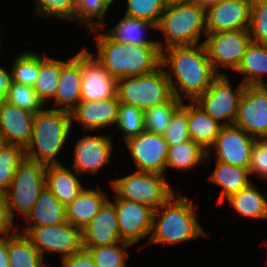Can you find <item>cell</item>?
<instances>
[{"mask_svg": "<svg viewBox=\"0 0 267 267\" xmlns=\"http://www.w3.org/2000/svg\"><path fill=\"white\" fill-rule=\"evenodd\" d=\"M161 65L164 69L170 67L166 74L173 96L182 102L185 97L189 101H196L218 76L203 43L171 46L162 50Z\"/></svg>", "mask_w": 267, "mask_h": 267, "instance_id": "1", "label": "cell"}, {"mask_svg": "<svg viewBox=\"0 0 267 267\" xmlns=\"http://www.w3.org/2000/svg\"><path fill=\"white\" fill-rule=\"evenodd\" d=\"M197 210L193 200L178 189L177 194L174 192L154 211L152 232L146 244H176L208 236L197 221Z\"/></svg>", "mask_w": 267, "mask_h": 267, "instance_id": "2", "label": "cell"}, {"mask_svg": "<svg viewBox=\"0 0 267 267\" xmlns=\"http://www.w3.org/2000/svg\"><path fill=\"white\" fill-rule=\"evenodd\" d=\"M72 125L69 111L44 108L35 113L26 158L46 166L62 164L57 157L72 133Z\"/></svg>", "mask_w": 267, "mask_h": 267, "instance_id": "3", "label": "cell"}, {"mask_svg": "<svg viewBox=\"0 0 267 267\" xmlns=\"http://www.w3.org/2000/svg\"><path fill=\"white\" fill-rule=\"evenodd\" d=\"M156 30L165 36L164 41L157 40L161 51L171 46L202 44L200 39L207 34L206 9L193 1L166 7Z\"/></svg>", "mask_w": 267, "mask_h": 267, "instance_id": "4", "label": "cell"}, {"mask_svg": "<svg viewBox=\"0 0 267 267\" xmlns=\"http://www.w3.org/2000/svg\"><path fill=\"white\" fill-rule=\"evenodd\" d=\"M117 97L120 102L138 107L143 111L168 102L173 97V93L166 69L161 65L148 74L118 79Z\"/></svg>", "mask_w": 267, "mask_h": 267, "instance_id": "5", "label": "cell"}, {"mask_svg": "<svg viewBox=\"0 0 267 267\" xmlns=\"http://www.w3.org/2000/svg\"><path fill=\"white\" fill-rule=\"evenodd\" d=\"M165 175L134 171L126 176L111 180L113 199L137 202L156 210L175 191Z\"/></svg>", "mask_w": 267, "mask_h": 267, "instance_id": "6", "label": "cell"}, {"mask_svg": "<svg viewBox=\"0 0 267 267\" xmlns=\"http://www.w3.org/2000/svg\"><path fill=\"white\" fill-rule=\"evenodd\" d=\"M46 165L25 159L19 164L9 189L5 192L7 203L14 218H25L34 207L42 189L46 186Z\"/></svg>", "mask_w": 267, "mask_h": 267, "instance_id": "7", "label": "cell"}, {"mask_svg": "<svg viewBox=\"0 0 267 267\" xmlns=\"http://www.w3.org/2000/svg\"><path fill=\"white\" fill-rule=\"evenodd\" d=\"M18 229L42 254H60L61 259L80 252L82 247V230L68 222L47 226H26ZM22 230V231H21Z\"/></svg>", "mask_w": 267, "mask_h": 267, "instance_id": "8", "label": "cell"}, {"mask_svg": "<svg viewBox=\"0 0 267 267\" xmlns=\"http://www.w3.org/2000/svg\"><path fill=\"white\" fill-rule=\"evenodd\" d=\"M205 37L203 44L217 75H227L218 72L221 67L236 72L252 42L248 29L207 33Z\"/></svg>", "mask_w": 267, "mask_h": 267, "instance_id": "9", "label": "cell"}, {"mask_svg": "<svg viewBox=\"0 0 267 267\" xmlns=\"http://www.w3.org/2000/svg\"><path fill=\"white\" fill-rule=\"evenodd\" d=\"M228 75H218L195 102L222 125H233L245 85L240 81L232 88Z\"/></svg>", "mask_w": 267, "mask_h": 267, "instance_id": "10", "label": "cell"}, {"mask_svg": "<svg viewBox=\"0 0 267 267\" xmlns=\"http://www.w3.org/2000/svg\"><path fill=\"white\" fill-rule=\"evenodd\" d=\"M234 125L253 138H267V86H245Z\"/></svg>", "mask_w": 267, "mask_h": 267, "instance_id": "11", "label": "cell"}, {"mask_svg": "<svg viewBox=\"0 0 267 267\" xmlns=\"http://www.w3.org/2000/svg\"><path fill=\"white\" fill-rule=\"evenodd\" d=\"M124 142L137 171L164 175L170 146L163 135L144 131Z\"/></svg>", "mask_w": 267, "mask_h": 267, "instance_id": "12", "label": "cell"}, {"mask_svg": "<svg viewBox=\"0 0 267 267\" xmlns=\"http://www.w3.org/2000/svg\"><path fill=\"white\" fill-rule=\"evenodd\" d=\"M254 139L234 124L224 125L208 150L205 161H211V156H214L216 161L248 168Z\"/></svg>", "mask_w": 267, "mask_h": 267, "instance_id": "13", "label": "cell"}, {"mask_svg": "<svg viewBox=\"0 0 267 267\" xmlns=\"http://www.w3.org/2000/svg\"><path fill=\"white\" fill-rule=\"evenodd\" d=\"M109 200L115 206L121 241L134 246L151 235L154 209L130 200Z\"/></svg>", "mask_w": 267, "mask_h": 267, "instance_id": "14", "label": "cell"}, {"mask_svg": "<svg viewBox=\"0 0 267 267\" xmlns=\"http://www.w3.org/2000/svg\"><path fill=\"white\" fill-rule=\"evenodd\" d=\"M81 101L111 99L117 96V79L113 78L87 50H80Z\"/></svg>", "mask_w": 267, "mask_h": 267, "instance_id": "15", "label": "cell"}, {"mask_svg": "<svg viewBox=\"0 0 267 267\" xmlns=\"http://www.w3.org/2000/svg\"><path fill=\"white\" fill-rule=\"evenodd\" d=\"M71 168L79 175L96 174L106 164H111L113 143L111 135H88L76 139Z\"/></svg>", "mask_w": 267, "mask_h": 267, "instance_id": "16", "label": "cell"}, {"mask_svg": "<svg viewBox=\"0 0 267 267\" xmlns=\"http://www.w3.org/2000/svg\"><path fill=\"white\" fill-rule=\"evenodd\" d=\"M252 6L249 0H221L206 9L207 33L249 29Z\"/></svg>", "mask_w": 267, "mask_h": 267, "instance_id": "17", "label": "cell"}, {"mask_svg": "<svg viewBox=\"0 0 267 267\" xmlns=\"http://www.w3.org/2000/svg\"><path fill=\"white\" fill-rule=\"evenodd\" d=\"M119 105L117 96L111 99L80 101L71 111L72 124L79 123L84 134L116 125Z\"/></svg>", "mask_w": 267, "mask_h": 267, "instance_id": "18", "label": "cell"}, {"mask_svg": "<svg viewBox=\"0 0 267 267\" xmlns=\"http://www.w3.org/2000/svg\"><path fill=\"white\" fill-rule=\"evenodd\" d=\"M34 119L35 113L6 100L0 101V135L7 144L25 149L31 139Z\"/></svg>", "mask_w": 267, "mask_h": 267, "instance_id": "19", "label": "cell"}, {"mask_svg": "<svg viewBox=\"0 0 267 267\" xmlns=\"http://www.w3.org/2000/svg\"><path fill=\"white\" fill-rule=\"evenodd\" d=\"M121 242L114 204L108 199L99 212L82 229V247Z\"/></svg>", "mask_w": 267, "mask_h": 267, "instance_id": "20", "label": "cell"}, {"mask_svg": "<svg viewBox=\"0 0 267 267\" xmlns=\"http://www.w3.org/2000/svg\"><path fill=\"white\" fill-rule=\"evenodd\" d=\"M81 72L80 52L69 60H61V73L57 90L54 96L52 109H59L71 112L81 101Z\"/></svg>", "mask_w": 267, "mask_h": 267, "instance_id": "21", "label": "cell"}, {"mask_svg": "<svg viewBox=\"0 0 267 267\" xmlns=\"http://www.w3.org/2000/svg\"><path fill=\"white\" fill-rule=\"evenodd\" d=\"M101 30L102 28L88 31L96 36L97 46V55L90 53L113 78L118 80L127 77V45L113 40Z\"/></svg>", "mask_w": 267, "mask_h": 267, "instance_id": "22", "label": "cell"}, {"mask_svg": "<svg viewBox=\"0 0 267 267\" xmlns=\"http://www.w3.org/2000/svg\"><path fill=\"white\" fill-rule=\"evenodd\" d=\"M186 114L190 139L208 152L224 125L209 116L195 101L186 103Z\"/></svg>", "mask_w": 267, "mask_h": 267, "instance_id": "23", "label": "cell"}, {"mask_svg": "<svg viewBox=\"0 0 267 267\" xmlns=\"http://www.w3.org/2000/svg\"><path fill=\"white\" fill-rule=\"evenodd\" d=\"M45 181L49 190L65 206L85 188L79 180V174L71 167L68 169L62 164L47 165Z\"/></svg>", "mask_w": 267, "mask_h": 267, "instance_id": "24", "label": "cell"}, {"mask_svg": "<svg viewBox=\"0 0 267 267\" xmlns=\"http://www.w3.org/2000/svg\"><path fill=\"white\" fill-rule=\"evenodd\" d=\"M109 199L106 193L99 189L84 188L82 192L66 206L67 221L79 229H83L99 212Z\"/></svg>", "mask_w": 267, "mask_h": 267, "instance_id": "25", "label": "cell"}, {"mask_svg": "<svg viewBox=\"0 0 267 267\" xmlns=\"http://www.w3.org/2000/svg\"><path fill=\"white\" fill-rule=\"evenodd\" d=\"M24 219L28 223L26 226H47L68 222L66 206L47 186L42 189L34 207Z\"/></svg>", "mask_w": 267, "mask_h": 267, "instance_id": "26", "label": "cell"}, {"mask_svg": "<svg viewBox=\"0 0 267 267\" xmlns=\"http://www.w3.org/2000/svg\"><path fill=\"white\" fill-rule=\"evenodd\" d=\"M215 169L209 176V181L221 187L217 204H223L225 199L247 187L251 182L249 169L215 161Z\"/></svg>", "mask_w": 267, "mask_h": 267, "instance_id": "27", "label": "cell"}, {"mask_svg": "<svg viewBox=\"0 0 267 267\" xmlns=\"http://www.w3.org/2000/svg\"><path fill=\"white\" fill-rule=\"evenodd\" d=\"M236 73L243 75L245 86H266L267 44L251 42Z\"/></svg>", "mask_w": 267, "mask_h": 267, "instance_id": "28", "label": "cell"}, {"mask_svg": "<svg viewBox=\"0 0 267 267\" xmlns=\"http://www.w3.org/2000/svg\"><path fill=\"white\" fill-rule=\"evenodd\" d=\"M253 184L251 182L247 187L233 193L225 200L229 207L243 218L267 219V198L257 189V184Z\"/></svg>", "mask_w": 267, "mask_h": 267, "instance_id": "29", "label": "cell"}, {"mask_svg": "<svg viewBox=\"0 0 267 267\" xmlns=\"http://www.w3.org/2000/svg\"><path fill=\"white\" fill-rule=\"evenodd\" d=\"M156 30V25L143 19L125 16L106 33L115 41L125 45H158L157 40L145 37L147 30Z\"/></svg>", "mask_w": 267, "mask_h": 267, "instance_id": "30", "label": "cell"}, {"mask_svg": "<svg viewBox=\"0 0 267 267\" xmlns=\"http://www.w3.org/2000/svg\"><path fill=\"white\" fill-rule=\"evenodd\" d=\"M127 77L151 73L161 66L159 45H127Z\"/></svg>", "mask_w": 267, "mask_h": 267, "instance_id": "31", "label": "cell"}, {"mask_svg": "<svg viewBox=\"0 0 267 267\" xmlns=\"http://www.w3.org/2000/svg\"><path fill=\"white\" fill-rule=\"evenodd\" d=\"M8 257L10 267H43L47 264L33 243L19 231L8 236Z\"/></svg>", "mask_w": 267, "mask_h": 267, "instance_id": "32", "label": "cell"}, {"mask_svg": "<svg viewBox=\"0 0 267 267\" xmlns=\"http://www.w3.org/2000/svg\"><path fill=\"white\" fill-rule=\"evenodd\" d=\"M206 156L207 151L192 139H189L178 145L170 146L166 157L165 169L192 170L198 165L205 164Z\"/></svg>", "mask_w": 267, "mask_h": 267, "instance_id": "33", "label": "cell"}, {"mask_svg": "<svg viewBox=\"0 0 267 267\" xmlns=\"http://www.w3.org/2000/svg\"><path fill=\"white\" fill-rule=\"evenodd\" d=\"M61 73V60L40 55L39 75L35 80L33 88L39 98L46 105L53 100ZM51 98V99H50Z\"/></svg>", "mask_w": 267, "mask_h": 267, "instance_id": "34", "label": "cell"}, {"mask_svg": "<svg viewBox=\"0 0 267 267\" xmlns=\"http://www.w3.org/2000/svg\"><path fill=\"white\" fill-rule=\"evenodd\" d=\"M73 5L75 21L84 26L86 30L104 29L105 25H108L104 19L111 4L106 0H73Z\"/></svg>", "mask_w": 267, "mask_h": 267, "instance_id": "35", "label": "cell"}, {"mask_svg": "<svg viewBox=\"0 0 267 267\" xmlns=\"http://www.w3.org/2000/svg\"><path fill=\"white\" fill-rule=\"evenodd\" d=\"M130 243L121 241L110 245L83 247L91 255L97 267H127Z\"/></svg>", "mask_w": 267, "mask_h": 267, "instance_id": "36", "label": "cell"}, {"mask_svg": "<svg viewBox=\"0 0 267 267\" xmlns=\"http://www.w3.org/2000/svg\"><path fill=\"white\" fill-rule=\"evenodd\" d=\"M40 54L33 51L18 53L11 62V81L27 86H34L39 75Z\"/></svg>", "mask_w": 267, "mask_h": 267, "instance_id": "37", "label": "cell"}, {"mask_svg": "<svg viewBox=\"0 0 267 267\" xmlns=\"http://www.w3.org/2000/svg\"><path fill=\"white\" fill-rule=\"evenodd\" d=\"M181 104L182 101L173 96L168 102L146 109L144 111L145 131L163 135L171 122L172 115Z\"/></svg>", "mask_w": 267, "mask_h": 267, "instance_id": "38", "label": "cell"}, {"mask_svg": "<svg viewBox=\"0 0 267 267\" xmlns=\"http://www.w3.org/2000/svg\"><path fill=\"white\" fill-rule=\"evenodd\" d=\"M123 141L145 131L144 111L138 107L120 102L116 125Z\"/></svg>", "mask_w": 267, "mask_h": 267, "instance_id": "39", "label": "cell"}, {"mask_svg": "<svg viewBox=\"0 0 267 267\" xmlns=\"http://www.w3.org/2000/svg\"><path fill=\"white\" fill-rule=\"evenodd\" d=\"M25 149L6 144L0 151V191L5 193L13 180L19 164L25 159Z\"/></svg>", "mask_w": 267, "mask_h": 267, "instance_id": "40", "label": "cell"}, {"mask_svg": "<svg viewBox=\"0 0 267 267\" xmlns=\"http://www.w3.org/2000/svg\"><path fill=\"white\" fill-rule=\"evenodd\" d=\"M6 101L32 113L44 109L46 105L32 86L10 82Z\"/></svg>", "mask_w": 267, "mask_h": 267, "instance_id": "41", "label": "cell"}, {"mask_svg": "<svg viewBox=\"0 0 267 267\" xmlns=\"http://www.w3.org/2000/svg\"><path fill=\"white\" fill-rule=\"evenodd\" d=\"M34 14L41 17L75 21L73 0H34Z\"/></svg>", "mask_w": 267, "mask_h": 267, "instance_id": "42", "label": "cell"}, {"mask_svg": "<svg viewBox=\"0 0 267 267\" xmlns=\"http://www.w3.org/2000/svg\"><path fill=\"white\" fill-rule=\"evenodd\" d=\"M125 16L159 23L166 6L162 0H126Z\"/></svg>", "mask_w": 267, "mask_h": 267, "instance_id": "43", "label": "cell"}, {"mask_svg": "<svg viewBox=\"0 0 267 267\" xmlns=\"http://www.w3.org/2000/svg\"><path fill=\"white\" fill-rule=\"evenodd\" d=\"M163 137L169 146H175L190 139L185 101L172 115Z\"/></svg>", "mask_w": 267, "mask_h": 267, "instance_id": "44", "label": "cell"}, {"mask_svg": "<svg viewBox=\"0 0 267 267\" xmlns=\"http://www.w3.org/2000/svg\"><path fill=\"white\" fill-rule=\"evenodd\" d=\"M248 30L253 43L267 44V2L252 6Z\"/></svg>", "mask_w": 267, "mask_h": 267, "instance_id": "45", "label": "cell"}, {"mask_svg": "<svg viewBox=\"0 0 267 267\" xmlns=\"http://www.w3.org/2000/svg\"><path fill=\"white\" fill-rule=\"evenodd\" d=\"M249 174L267 181V138H255L251 150Z\"/></svg>", "mask_w": 267, "mask_h": 267, "instance_id": "46", "label": "cell"}, {"mask_svg": "<svg viewBox=\"0 0 267 267\" xmlns=\"http://www.w3.org/2000/svg\"><path fill=\"white\" fill-rule=\"evenodd\" d=\"M14 221L5 193L0 191V236H12L19 231L18 229L21 226L15 225Z\"/></svg>", "mask_w": 267, "mask_h": 267, "instance_id": "47", "label": "cell"}, {"mask_svg": "<svg viewBox=\"0 0 267 267\" xmlns=\"http://www.w3.org/2000/svg\"><path fill=\"white\" fill-rule=\"evenodd\" d=\"M61 260V267H97L94 261L85 249L78 253L71 254Z\"/></svg>", "mask_w": 267, "mask_h": 267, "instance_id": "48", "label": "cell"}, {"mask_svg": "<svg viewBox=\"0 0 267 267\" xmlns=\"http://www.w3.org/2000/svg\"><path fill=\"white\" fill-rule=\"evenodd\" d=\"M6 70L4 67L0 66V101L6 100L9 85L11 82V72Z\"/></svg>", "mask_w": 267, "mask_h": 267, "instance_id": "49", "label": "cell"}, {"mask_svg": "<svg viewBox=\"0 0 267 267\" xmlns=\"http://www.w3.org/2000/svg\"><path fill=\"white\" fill-rule=\"evenodd\" d=\"M0 267H10L8 257V236H0Z\"/></svg>", "mask_w": 267, "mask_h": 267, "instance_id": "50", "label": "cell"}, {"mask_svg": "<svg viewBox=\"0 0 267 267\" xmlns=\"http://www.w3.org/2000/svg\"><path fill=\"white\" fill-rule=\"evenodd\" d=\"M192 1L207 9L208 7L215 5L221 0H192Z\"/></svg>", "mask_w": 267, "mask_h": 267, "instance_id": "51", "label": "cell"}, {"mask_svg": "<svg viewBox=\"0 0 267 267\" xmlns=\"http://www.w3.org/2000/svg\"><path fill=\"white\" fill-rule=\"evenodd\" d=\"M162 1L166 7H169L173 5L188 3L191 2L192 0H162Z\"/></svg>", "mask_w": 267, "mask_h": 267, "instance_id": "52", "label": "cell"}, {"mask_svg": "<svg viewBox=\"0 0 267 267\" xmlns=\"http://www.w3.org/2000/svg\"><path fill=\"white\" fill-rule=\"evenodd\" d=\"M251 6H254V5H257V4H260V3H266L267 0H249Z\"/></svg>", "mask_w": 267, "mask_h": 267, "instance_id": "53", "label": "cell"}, {"mask_svg": "<svg viewBox=\"0 0 267 267\" xmlns=\"http://www.w3.org/2000/svg\"><path fill=\"white\" fill-rule=\"evenodd\" d=\"M6 141L4 140V138L0 135V151L4 148V146L6 145Z\"/></svg>", "mask_w": 267, "mask_h": 267, "instance_id": "54", "label": "cell"}, {"mask_svg": "<svg viewBox=\"0 0 267 267\" xmlns=\"http://www.w3.org/2000/svg\"><path fill=\"white\" fill-rule=\"evenodd\" d=\"M0 36H1V31H0ZM1 48H2V44H1V37H0V59H1V57H2V56H1V51H2Z\"/></svg>", "mask_w": 267, "mask_h": 267, "instance_id": "55", "label": "cell"}, {"mask_svg": "<svg viewBox=\"0 0 267 267\" xmlns=\"http://www.w3.org/2000/svg\"><path fill=\"white\" fill-rule=\"evenodd\" d=\"M109 4H114V2L116 3L117 0H106Z\"/></svg>", "mask_w": 267, "mask_h": 267, "instance_id": "56", "label": "cell"}, {"mask_svg": "<svg viewBox=\"0 0 267 267\" xmlns=\"http://www.w3.org/2000/svg\"><path fill=\"white\" fill-rule=\"evenodd\" d=\"M262 246H265L267 248V240L262 242Z\"/></svg>", "mask_w": 267, "mask_h": 267, "instance_id": "57", "label": "cell"}]
</instances>
